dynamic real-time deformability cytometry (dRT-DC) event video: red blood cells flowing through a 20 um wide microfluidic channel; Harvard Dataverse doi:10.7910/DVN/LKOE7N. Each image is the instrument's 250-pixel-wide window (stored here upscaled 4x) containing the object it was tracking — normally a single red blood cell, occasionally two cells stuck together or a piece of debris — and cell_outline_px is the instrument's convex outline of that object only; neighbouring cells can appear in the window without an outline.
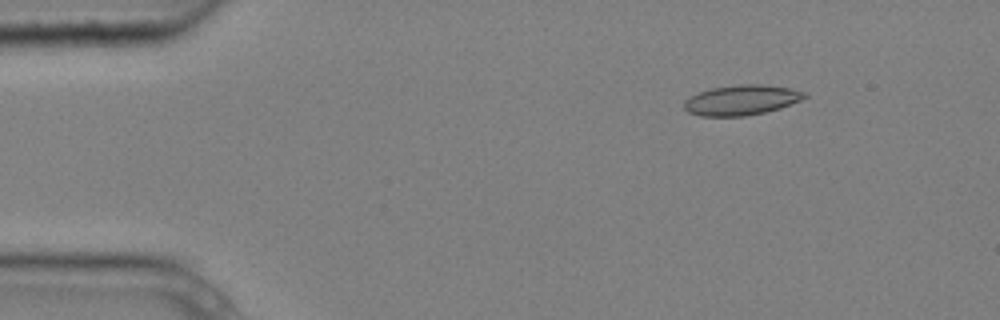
{"species": "common noctule bat (a hibernating species)", "species_latin": "Nyctalus noctula", "temperature_condition": "cold", "stored_images_in_passage": 5, "segment_of_instrument_passage": [1, 2], "camera_frame_rate_fps": 3000, "um_per_image_px": 0.085, "animal": {"sex": "male", "body_mass_g": 20.4}, "frame": {"image": 1, "passage_image": 2, "time_ms": 0.333, "image_size_px": [1000, 320], "cell_outline_px": [[808, 96], [800, 100], [780, 108], [764, 112], [744, 116], [700, 116], [688, 112], [684, 108], [684, 100], [688, 96], [712, 88], [740, 84], [764, 84], [792, 88], [808, 92]], "centroid_in_image_um": [63.04, 8.49], "position_along_channel_um": 22.0, "area_um2": 21.27}}